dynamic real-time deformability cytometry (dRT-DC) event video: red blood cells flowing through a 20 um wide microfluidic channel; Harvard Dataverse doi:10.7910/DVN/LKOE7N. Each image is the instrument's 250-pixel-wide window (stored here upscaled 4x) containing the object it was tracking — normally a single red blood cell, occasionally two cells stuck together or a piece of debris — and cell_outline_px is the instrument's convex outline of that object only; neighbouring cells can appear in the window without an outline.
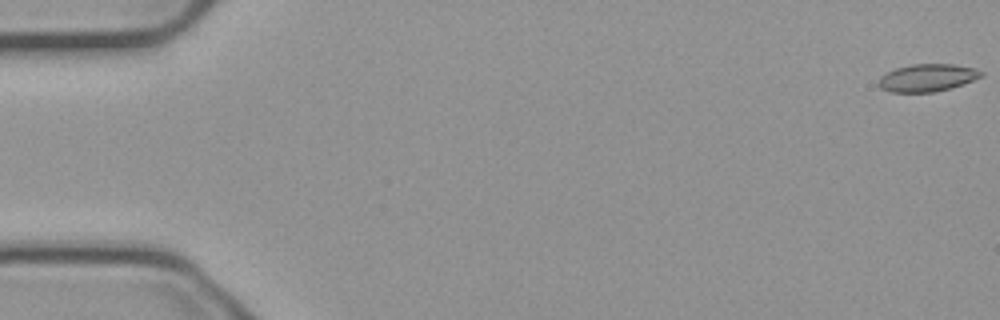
{"species": "common noctule bat (a hibernating species)", "species_latin": "Nyctalus noctula", "temperature_condition": "cold", "stored_images_in_passage": 56, "camera_frame_rate_fps": 3000, "um_per_image_px": 0.085, "animal": {"sex": "male", "body_mass_g": 23.1, "forearm_length_mm": 52.7}, "frame": {"image": 1, "passage_image": 1, "time_ms": 0.0, "image_size_px": [1000, 320], "cell_outline_px": [[984, 76], [964, 84], [936, 92], [892, 92], [880, 88], [876, 84], [880, 76], [896, 68], [912, 64], [952, 64], [976, 68], [984, 72]], "centroid_in_image_um": [78.84, 6.61], "position_along_channel_um": 6.2, "area_um2": 16.65}}
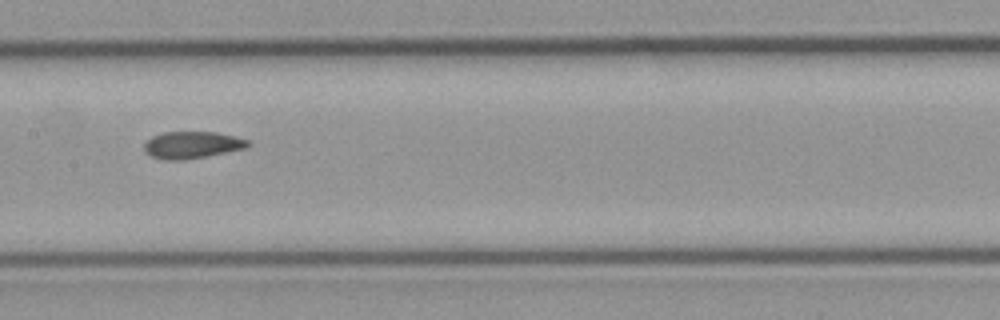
{"frame": {"image": 2, "passage_image": 28, "time_ms": 9.0, "image_size_px": [1000, 320], "cell_outline_px": [[252, 144], [248, 148], [184, 160], [164, 160], [152, 156], [144, 152], [144, 144], [152, 136], [164, 132], [216, 132], [248, 140]], "centroid_in_image_um": [16.33, 12.32], "position_along_channel_um": 191.1, "area_um2": 16.3}}
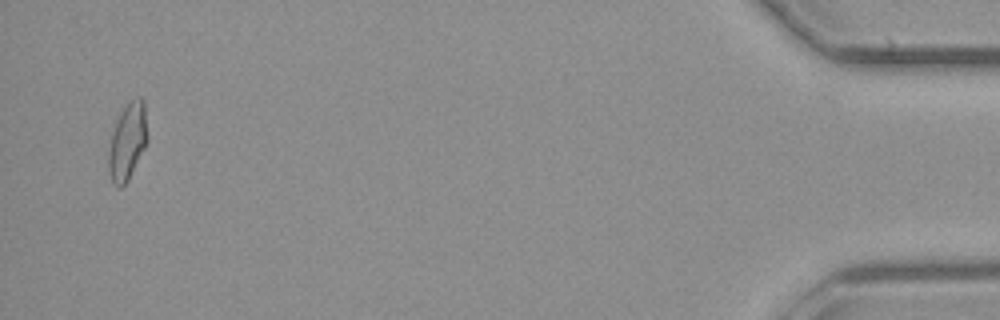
{"frame": {"image": 3, "passage_image": 54, "time_ms": 17.667, "image_size_px": [1000, 320], "cell_outline_px": [[148, 140], [128, 180], [120, 188], [112, 184], [108, 168], [108, 152], [112, 132], [128, 100], [136, 96], [140, 96], [144, 100]], "centroid_in_image_um": [10.84, 12.02], "position_along_channel_um": 424.4, "area_um2": 17.34}, "authors_computed_cell_mechanics": {"area_um2": 16.6464, "velocity_mm_per_s": 3.7432, "shape_relaxation_time_tau1_ms": null, "shape_relaxation_time_tau2_ms": 3.4468, "deformation_change_tau1": null, "deformation_change_tau2": 0.0725}}